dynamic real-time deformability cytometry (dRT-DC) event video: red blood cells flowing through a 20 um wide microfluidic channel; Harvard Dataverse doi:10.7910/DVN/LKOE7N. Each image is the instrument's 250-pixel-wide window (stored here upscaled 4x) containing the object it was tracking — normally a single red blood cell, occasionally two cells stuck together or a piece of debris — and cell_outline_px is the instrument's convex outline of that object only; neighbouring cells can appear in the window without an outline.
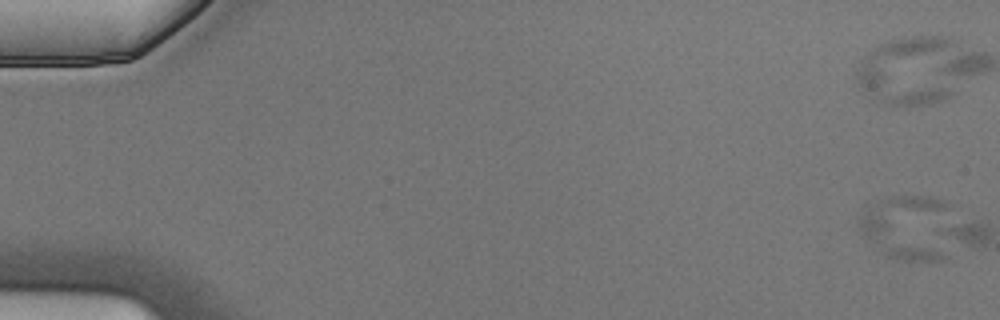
{"species": "Egyptian fruit bat (a non-hibernating species)", "species_latin": "Rousettus aegyptiacus", "temperature_condition": "cold", "stored_images_in_passage": 5, "camera_frame_rate_fps": 3000, "um_per_image_px": 0.085, "animal": {"sex": "male"}, "frame": {"image": 1, "passage_image": 1, "time_ms": 0.0, "image_size_px": [1000, 320], "cell_outline_px": [[948, 256], [944, 260], [896, 260], [884, 256], [864, 236], [860, 228], [860, 216], [876, 200], [892, 196], [932, 196], [944, 200], [948, 204]], "centroid_in_image_um": [77.18, 19.34], "position_along_channel_um": 7.8, "area_um2": 35.66}}